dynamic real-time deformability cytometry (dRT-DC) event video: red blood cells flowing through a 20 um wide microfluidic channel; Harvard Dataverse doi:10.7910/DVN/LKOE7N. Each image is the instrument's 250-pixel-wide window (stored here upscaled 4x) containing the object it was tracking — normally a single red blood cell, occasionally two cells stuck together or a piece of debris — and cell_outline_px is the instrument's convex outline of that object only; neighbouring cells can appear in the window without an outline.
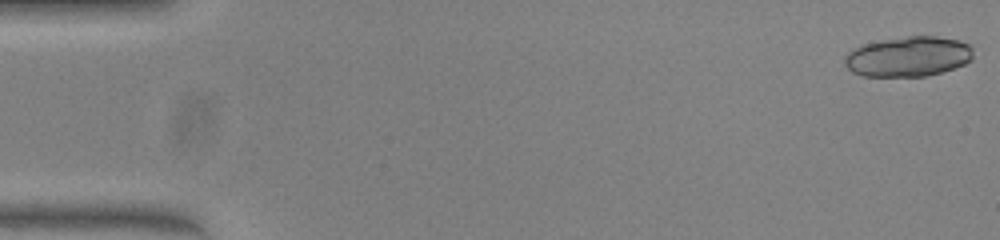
{"species": "common noctule bat (a hibernating species)", "species_latin": "Nyctalus noctula", "temperature_condition": "warm", "stored_images_in_passage": 18, "camera_frame_rate_fps": 3000, "um_per_image_px": 0.085, "animal": {"sex": "female", "body_mass_g": 23.0, "forearm_length_mm": 53.4}, "frame": {"image": 1, "passage_image": 1, "time_ms": 0.0, "image_size_px": [1000, 240], "cell_outline_px": [[972, 60], [964, 64], [928, 76], [864, 76], [852, 72], [844, 64], [844, 56], [848, 52], [864, 44], [880, 40], [908, 36], [936, 36], [960, 40], [968, 44], [972, 48]], "centroid_in_image_um": [77.2, 4.8], "position_along_channel_um": 7.8, "area_um2": 30.0}}